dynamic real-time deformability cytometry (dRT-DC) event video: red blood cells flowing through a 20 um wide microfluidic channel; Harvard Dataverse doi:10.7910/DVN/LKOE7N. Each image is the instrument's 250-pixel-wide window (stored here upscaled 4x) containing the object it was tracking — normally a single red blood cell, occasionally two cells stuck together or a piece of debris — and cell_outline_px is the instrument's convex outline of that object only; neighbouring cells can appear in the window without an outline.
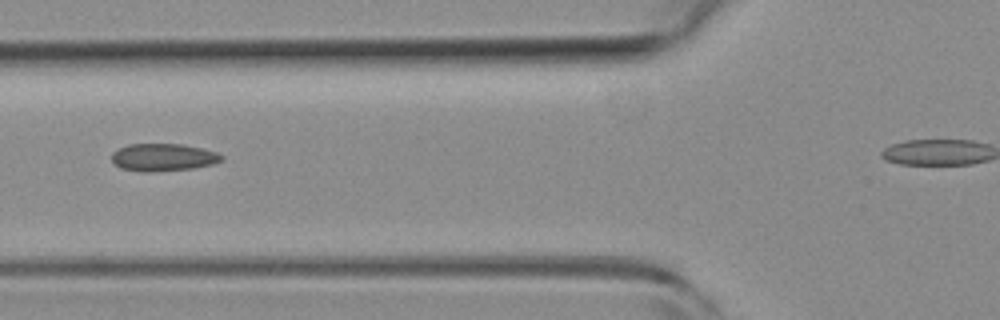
{"species": "common noctule bat (a hibernating species)", "species_latin": "Nyctalus noctula", "temperature_condition": "room temperature", "stored_images_in_passage": 4, "camera_frame_rate_fps": 3000, "um_per_image_px": 0.085, "animal": {"sex": "female", "body_mass_g": 19.3, "forearm_length_mm": 54.1}, "frame": {"image": 1, "passage_image": 3, "time_ms": 0.667, "image_size_px": [1000, 320], "cell_outline_px": [[224, 160], [212, 164], [196, 168], [148, 172], [144, 172], [120, 168], [112, 160], [112, 152], [128, 144], [184, 144], [216, 152], [224, 156]], "centroid_in_image_um": [13.89, 13.37], "position_along_channel_um": 111.9, "area_um2": 17.63}}